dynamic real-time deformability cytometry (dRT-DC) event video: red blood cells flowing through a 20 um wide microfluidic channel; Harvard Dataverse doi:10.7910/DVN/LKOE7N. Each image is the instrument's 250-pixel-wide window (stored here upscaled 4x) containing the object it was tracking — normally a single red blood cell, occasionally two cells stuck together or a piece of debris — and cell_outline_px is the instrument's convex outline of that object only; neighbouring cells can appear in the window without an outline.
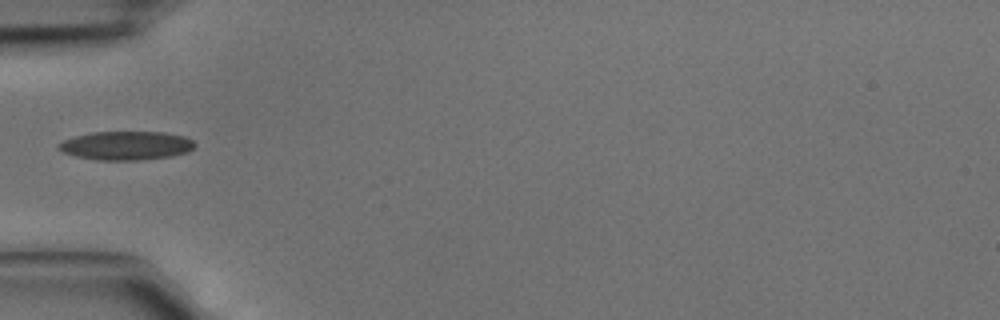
{"species": "common noctule bat (a hibernating species)", "species_latin": "Nyctalus noctula", "temperature_condition": "cold", "stored_images_in_passage": 4, "camera_frame_rate_fps": 3000, "um_per_image_px": 0.085, "animal": {"sex": "male", "body_mass_g": 15.6}, "frame": {"image": 1, "passage_image": 4, "time_ms": 1.0, "image_size_px": [1000, 320], "cell_outline_px": [[196, 144], [188, 152], [172, 156], [136, 160], [96, 160], [76, 156], [64, 152], [56, 148], [56, 144], [64, 140], [76, 136], [92, 132], [164, 132], [184, 136], [192, 140]], "centroid_in_image_um": [10.71, 12.37], "position_along_channel_um": 74.3, "area_um2": 22.77}}